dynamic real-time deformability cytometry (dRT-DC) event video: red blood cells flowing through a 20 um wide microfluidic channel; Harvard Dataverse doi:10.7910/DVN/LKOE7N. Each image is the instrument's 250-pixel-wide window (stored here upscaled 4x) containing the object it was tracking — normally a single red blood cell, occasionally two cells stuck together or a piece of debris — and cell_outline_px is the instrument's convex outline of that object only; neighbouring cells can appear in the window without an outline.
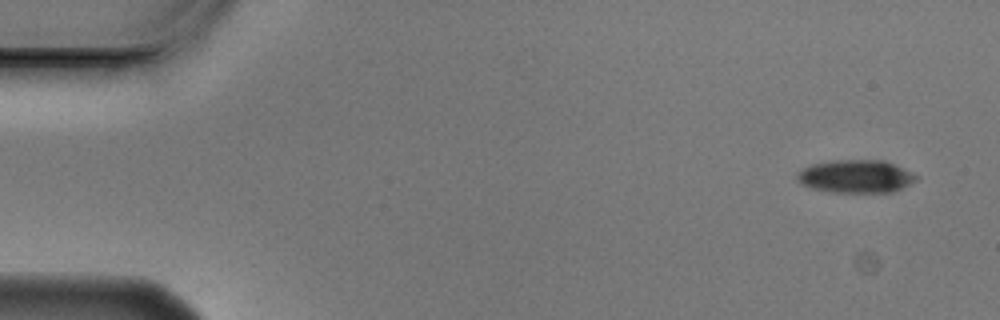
{"species": "Egyptian fruit bat (a non-hibernating species)", "species_latin": "Rousettus aegyptiacus", "temperature_condition": "cold", "stored_images_in_passage": 6, "camera_frame_rate_fps": 3000, "um_per_image_px": 0.085, "animal": {"sex": "male"}, "frame": {"image": 1, "passage_image": 1, "time_ms": 0.0, "image_size_px": [1000, 320], "cell_outline_px": [[920, 176], [916, 180], [892, 192], [832, 192], [812, 188], [800, 184], [796, 180], [796, 172], [812, 164], [832, 160], [884, 160], [912, 172]], "centroid_in_image_um": [72.71, 14.98], "position_along_channel_um": 12.3, "area_um2": 22.89}}
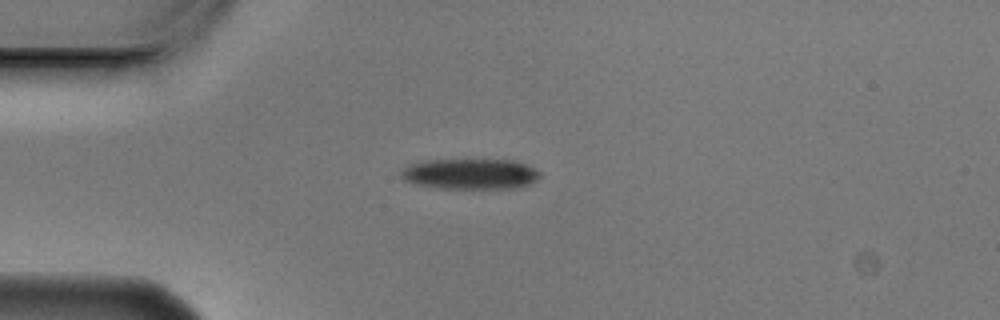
{"frame": {"image": 2, "passage_image": 4, "time_ms": 1.0, "image_size_px": [1000, 320], "cell_outline_px": [[540, 176], [536, 180], [528, 184], [516, 188], [444, 188], [416, 184], [404, 180], [400, 176], [400, 172], [408, 164], [424, 160], [512, 160], [528, 164], [540, 172]], "centroid_in_image_um": [39.97, 14.77], "position_along_channel_um": 45.0, "area_um2": 24.68}}
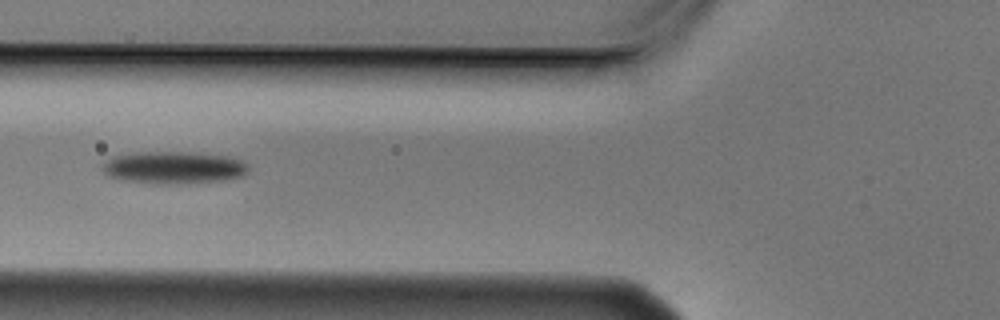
{"frame": {"image": 3, "passage_image": 6, "time_ms": 1.667, "image_size_px": [1000, 320], "cell_outline_px": [[248, 172], [244, 176], [224, 180], [180, 184], [156, 184], [124, 180], [108, 176], [100, 168], [100, 164], [104, 160], [112, 156], [136, 152], [200, 152], [228, 156], [240, 160], [248, 164]], "centroid_in_image_um": [14.74, 14.24], "position_along_channel_um": 111.1, "area_um2": 28.09}}